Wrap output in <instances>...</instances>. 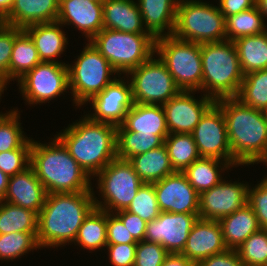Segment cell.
<instances>
[{"label":"cell","instance_id":"6da1fadb","mask_svg":"<svg viewBox=\"0 0 267 266\" xmlns=\"http://www.w3.org/2000/svg\"><path fill=\"white\" fill-rule=\"evenodd\" d=\"M92 191L47 194L38 214L37 242L40 248L72 245L84 219L95 208Z\"/></svg>","mask_w":267,"mask_h":266},{"label":"cell","instance_id":"7a4b0ae2","mask_svg":"<svg viewBox=\"0 0 267 266\" xmlns=\"http://www.w3.org/2000/svg\"><path fill=\"white\" fill-rule=\"evenodd\" d=\"M225 117L232 152V167L253 166L267 152V122L261 110L236 97L215 101Z\"/></svg>","mask_w":267,"mask_h":266},{"label":"cell","instance_id":"3957f363","mask_svg":"<svg viewBox=\"0 0 267 266\" xmlns=\"http://www.w3.org/2000/svg\"><path fill=\"white\" fill-rule=\"evenodd\" d=\"M64 128L55 136L91 178L117 158V126L84 114Z\"/></svg>","mask_w":267,"mask_h":266},{"label":"cell","instance_id":"277c9868","mask_svg":"<svg viewBox=\"0 0 267 266\" xmlns=\"http://www.w3.org/2000/svg\"><path fill=\"white\" fill-rule=\"evenodd\" d=\"M42 143L32 138L31 164L47 194L92 191V178L55 136Z\"/></svg>","mask_w":267,"mask_h":266},{"label":"cell","instance_id":"5b68a950","mask_svg":"<svg viewBox=\"0 0 267 266\" xmlns=\"http://www.w3.org/2000/svg\"><path fill=\"white\" fill-rule=\"evenodd\" d=\"M202 93L214 101L236 97L244 75L231 40L201 44Z\"/></svg>","mask_w":267,"mask_h":266},{"label":"cell","instance_id":"8992f818","mask_svg":"<svg viewBox=\"0 0 267 266\" xmlns=\"http://www.w3.org/2000/svg\"><path fill=\"white\" fill-rule=\"evenodd\" d=\"M68 68V84L73 104L78 108L102 92L119 73L90 41ZM114 75V76H113ZM112 76V77H111Z\"/></svg>","mask_w":267,"mask_h":266},{"label":"cell","instance_id":"52a82bcc","mask_svg":"<svg viewBox=\"0 0 267 266\" xmlns=\"http://www.w3.org/2000/svg\"><path fill=\"white\" fill-rule=\"evenodd\" d=\"M172 35L198 44L224 41L225 17L216 4L203 0H179Z\"/></svg>","mask_w":267,"mask_h":266},{"label":"cell","instance_id":"ba28073f","mask_svg":"<svg viewBox=\"0 0 267 266\" xmlns=\"http://www.w3.org/2000/svg\"><path fill=\"white\" fill-rule=\"evenodd\" d=\"M90 42L119 75H126L155 53V39L149 33H125L103 28Z\"/></svg>","mask_w":267,"mask_h":266},{"label":"cell","instance_id":"9c48e42d","mask_svg":"<svg viewBox=\"0 0 267 266\" xmlns=\"http://www.w3.org/2000/svg\"><path fill=\"white\" fill-rule=\"evenodd\" d=\"M155 54L164 63L181 91L202 92L201 44L173 35L155 39Z\"/></svg>","mask_w":267,"mask_h":266},{"label":"cell","instance_id":"30bf717a","mask_svg":"<svg viewBox=\"0 0 267 266\" xmlns=\"http://www.w3.org/2000/svg\"><path fill=\"white\" fill-rule=\"evenodd\" d=\"M94 178L95 189H98V191L92 189L95 207L108 213L126 210L138 189L144 184L132 164L128 160L119 158L112 160L92 180ZM95 192L99 193L100 198L95 196Z\"/></svg>","mask_w":267,"mask_h":266},{"label":"cell","instance_id":"8fae6325","mask_svg":"<svg viewBox=\"0 0 267 266\" xmlns=\"http://www.w3.org/2000/svg\"><path fill=\"white\" fill-rule=\"evenodd\" d=\"M125 77L130 81L134 103L163 105L181 91L155 53Z\"/></svg>","mask_w":267,"mask_h":266},{"label":"cell","instance_id":"7c38bea8","mask_svg":"<svg viewBox=\"0 0 267 266\" xmlns=\"http://www.w3.org/2000/svg\"><path fill=\"white\" fill-rule=\"evenodd\" d=\"M17 82L25 104L49 103L69 90L67 64L41 61Z\"/></svg>","mask_w":267,"mask_h":266},{"label":"cell","instance_id":"4fadbf2b","mask_svg":"<svg viewBox=\"0 0 267 266\" xmlns=\"http://www.w3.org/2000/svg\"><path fill=\"white\" fill-rule=\"evenodd\" d=\"M191 134L200 157L220 159L232 166L225 117L215 103L201 117Z\"/></svg>","mask_w":267,"mask_h":266},{"label":"cell","instance_id":"5bb4252c","mask_svg":"<svg viewBox=\"0 0 267 266\" xmlns=\"http://www.w3.org/2000/svg\"><path fill=\"white\" fill-rule=\"evenodd\" d=\"M225 180L199 194V218L219 221L247 204L248 182Z\"/></svg>","mask_w":267,"mask_h":266},{"label":"cell","instance_id":"9a60e30c","mask_svg":"<svg viewBox=\"0 0 267 266\" xmlns=\"http://www.w3.org/2000/svg\"><path fill=\"white\" fill-rule=\"evenodd\" d=\"M125 75H119L102 92H99L88 103L92 112L87 113L92 120L119 126L124 121L128 110L134 105L132 87ZM91 102V103H90Z\"/></svg>","mask_w":267,"mask_h":266},{"label":"cell","instance_id":"2e32d148","mask_svg":"<svg viewBox=\"0 0 267 266\" xmlns=\"http://www.w3.org/2000/svg\"><path fill=\"white\" fill-rule=\"evenodd\" d=\"M199 214L160 212L147 222L144 240L162 245L168 253H182Z\"/></svg>","mask_w":267,"mask_h":266},{"label":"cell","instance_id":"e0dca14e","mask_svg":"<svg viewBox=\"0 0 267 266\" xmlns=\"http://www.w3.org/2000/svg\"><path fill=\"white\" fill-rule=\"evenodd\" d=\"M195 94L196 91H180L162 105L169 134H191L201 117L215 103L202 93L196 99Z\"/></svg>","mask_w":267,"mask_h":266},{"label":"cell","instance_id":"ac0fdd59","mask_svg":"<svg viewBox=\"0 0 267 266\" xmlns=\"http://www.w3.org/2000/svg\"><path fill=\"white\" fill-rule=\"evenodd\" d=\"M153 185L161 212L199 214V194L183 172L175 171Z\"/></svg>","mask_w":267,"mask_h":266},{"label":"cell","instance_id":"d6986e66","mask_svg":"<svg viewBox=\"0 0 267 266\" xmlns=\"http://www.w3.org/2000/svg\"><path fill=\"white\" fill-rule=\"evenodd\" d=\"M57 22L74 26L88 42L103 29V2L59 0Z\"/></svg>","mask_w":267,"mask_h":266},{"label":"cell","instance_id":"ffe728a7","mask_svg":"<svg viewBox=\"0 0 267 266\" xmlns=\"http://www.w3.org/2000/svg\"><path fill=\"white\" fill-rule=\"evenodd\" d=\"M227 249L219 222L198 218L181 254L198 264L202 259Z\"/></svg>","mask_w":267,"mask_h":266},{"label":"cell","instance_id":"44dd1931","mask_svg":"<svg viewBox=\"0 0 267 266\" xmlns=\"http://www.w3.org/2000/svg\"><path fill=\"white\" fill-rule=\"evenodd\" d=\"M47 192L30 166L25 171L9 178L7 191L2 201L34 211L37 215L42 210Z\"/></svg>","mask_w":267,"mask_h":266},{"label":"cell","instance_id":"7402d4cb","mask_svg":"<svg viewBox=\"0 0 267 266\" xmlns=\"http://www.w3.org/2000/svg\"><path fill=\"white\" fill-rule=\"evenodd\" d=\"M59 0H13L10 13L1 23L24 29L37 23L57 21Z\"/></svg>","mask_w":267,"mask_h":266},{"label":"cell","instance_id":"603a6c76","mask_svg":"<svg viewBox=\"0 0 267 266\" xmlns=\"http://www.w3.org/2000/svg\"><path fill=\"white\" fill-rule=\"evenodd\" d=\"M178 1L136 0L142 16L144 29L154 39L173 34Z\"/></svg>","mask_w":267,"mask_h":266},{"label":"cell","instance_id":"cb8c5ba5","mask_svg":"<svg viewBox=\"0 0 267 266\" xmlns=\"http://www.w3.org/2000/svg\"><path fill=\"white\" fill-rule=\"evenodd\" d=\"M63 25L57 21L50 23H37L26 26L24 30L34 41L39 59L44 62H57V57L64 54L68 43Z\"/></svg>","mask_w":267,"mask_h":266},{"label":"cell","instance_id":"d4e9b609","mask_svg":"<svg viewBox=\"0 0 267 266\" xmlns=\"http://www.w3.org/2000/svg\"><path fill=\"white\" fill-rule=\"evenodd\" d=\"M103 28L125 33H147L136 0H104Z\"/></svg>","mask_w":267,"mask_h":266},{"label":"cell","instance_id":"484cf974","mask_svg":"<svg viewBox=\"0 0 267 266\" xmlns=\"http://www.w3.org/2000/svg\"><path fill=\"white\" fill-rule=\"evenodd\" d=\"M121 125L136 134L169 135L162 105L134 103Z\"/></svg>","mask_w":267,"mask_h":266},{"label":"cell","instance_id":"4316f807","mask_svg":"<svg viewBox=\"0 0 267 266\" xmlns=\"http://www.w3.org/2000/svg\"><path fill=\"white\" fill-rule=\"evenodd\" d=\"M218 222L228 249L237 250L251 234L260 229L255 212L248 204Z\"/></svg>","mask_w":267,"mask_h":266},{"label":"cell","instance_id":"83f0119b","mask_svg":"<svg viewBox=\"0 0 267 266\" xmlns=\"http://www.w3.org/2000/svg\"><path fill=\"white\" fill-rule=\"evenodd\" d=\"M140 180L146 184H153L174 173L165 144L162 146L133 156L128 160Z\"/></svg>","mask_w":267,"mask_h":266},{"label":"cell","instance_id":"f1b7e54d","mask_svg":"<svg viewBox=\"0 0 267 266\" xmlns=\"http://www.w3.org/2000/svg\"><path fill=\"white\" fill-rule=\"evenodd\" d=\"M233 168L227 161L216 158L200 157L195 160L183 173L188 182L201 194L216 186L224 177V174ZM223 173V176H222Z\"/></svg>","mask_w":267,"mask_h":266},{"label":"cell","instance_id":"f546056e","mask_svg":"<svg viewBox=\"0 0 267 266\" xmlns=\"http://www.w3.org/2000/svg\"><path fill=\"white\" fill-rule=\"evenodd\" d=\"M40 62L34 41L24 29L15 27V41L10 59V81L17 82Z\"/></svg>","mask_w":267,"mask_h":266},{"label":"cell","instance_id":"4dcf8cb0","mask_svg":"<svg viewBox=\"0 0 267 266\" xmlns=\"http://www.w3.org/2000/svg\"><path fill=\"white\" fill-rule=\"evenodd\" d=\"M243 75L267 69V31L233 41Z\"/></svg>","mask_w":267,"mask_h":266},{"label":"cell","instance_id":"1f68e13d","mask_svg":"<svg viewBox=\"0 0 267 266\" xmlns=\"http://www.w3.org/2000/svg\"><path fill=\"white\" fill-rule=\"evenodd\" d=\"M73 245L95 252L107 245V211L94 208L80 226Z\"/></svg>","mask_w":267,"mask_h":266},{"label":"cell","instance_id":"d6a6232c","mask_svg":"<svg viewBox=\"0 0 267 266\" xmlns=\"http://www.w3.org/2000/svg\"><path fill=\"white\" fill-rule=\"evenodd\" d=\"M168 135L136 134L117 126V158L129 160L135 155L145 153L164 144Z\"/></svg>","mask_w":267,"mask_h":266},{"label":"cell","instance_id":"836d02e7","mask_svg":"<svg viewBox=\"0 0 267 266\" xmlns=\"http://www.w3.org/2000/svg\"><path fill=\"white\" fill-rule=\"evenodd\" d=\"M226 40L235 41L245 36L259 35L267 31V22L257 6L225 18Z\"/></svg>","mask_w":267,"mask_h":266},{"label":"cell","instance_id":"e575fe53","mask_svg":"<svg viewBox=\"0 0 267 266\" xmlns=\"http://www.w3.org/2000/svg\"><path fill=\"white\" fill-rule=\"evenodd\" d=\"M38 215L29 209L0 201V234L37 232Z\"/></svg>","mask_w":267,"mask_h":266},{"label":"cell","instance_id":"d590c367","mask_svg":"<svg viewBox=\"0 0 267 266\" xmlns=\"http://www.w3.org/2000/svg\"><path fill=\"white\" fill-rule=\"evenodd\" d=\"M164 144L174 171L183 172L195 160L200 158L192 134H169Z\"/></svg>","mask_w":267,"mask_h":266},{"label":"cell","instance_id":"8d00e7d4","mask_svg":"<svg viewBox=\"0 0 267 266\" xmlns=\"http://www.w3.org/2000/svg\"><path fill=\"white\" fill-rule=\"evenodd\" d=\"M236 98L247 106L263 111L267 107V69L244 75Z\"/></svg>","mask_w":267,"mask_h":266},{"label":"cell","instance_id":"74e56055","mask_svg":"<svg viewBox=\"0 0 267 266\" xmlns=\"http://www.w3.org/2000/svg\"><path fill=\"white\" fill-rule=\"evenodd\" d=\"M37 232H12L0 234V260L14 261L29 252L41 249L38 245Z\"/></svg>","mask_w":267,"mask_h":266},{"label":"cell","instance_id":"f35d334b","mask_svg":"<svg viewBox=\"0 0 267 266\" xmlns=\"http://www.w3.org/2000/svg\"><path fill=\"white\" fill-rule=\"evenodd\" d=\"M20 115L18 107L0 115V153L18 149L30 138L23 131Z\"/></svg>","mask_w":267,"mask_h":266},{"label":"cell","instance_id":"ab89813d","mask_svg":"<svg viewBox=\"0 0 267 266\" xmlns=\"http://www.w3.org/2000/svg\"><path fill=\"white\" fill-rule=\"evenodd\" d=\"M237 252L244 266H267V229L251 234Z\"/></svg>","mask_w":267,"mask_h":266},{"label":"cell","instance_id":"60d3db41","mask_svg":"<svg viewBox=\"0 0 267 266\" xmlns=\"http://www.w3.org/2000/svg\"><path fill=\"white\" fill-rule=\"evenodd\" d=\"M126 211L138 215L146 222L156 219L161 211L156 199L154 185L144 183L138 189L136 196L133 198Z\"/></svg>","mask_w":267,"mask_h":266},{"label":"cell","instance_id":"b9f144b4","mask_svg":"<svg viewBox=\"0 0 267 266\" xmlns=\"http://www.w3.org/2000/svg\"><path fill=\"white\" fill-rule=\"evenodd\" d=\"M32 137L20 148L0 153V170L9 177L25 171L31 164Z\"/></svg>","mask_w":267,"mask_h":266},{"label":"cell","instance_id":"7bdbcfd3","mask_svg":"<svg viewBox=\"0 0 267 266\" xmlns=\"http://www.w3.org/2000/svg\"><path fill=\"white\" fill-rule=\"evenodd\" d=\"M15 41V27L0 22V85L9 87L10 59Z\"/></svg>","mask_w":267,"mask_h":266},{"label":"cell","instance_id":"ee69618b","mask_svg":"<svg viewBox=\"0 0 267 266\" xmlns=\"http://www.w3.org/2000/svg\"><path fill=\"white\" fill-rule=\"evenodd\" d=\"M258 182L249 185L247 204L255 212L260 229H267V179Z\"/></svg>","mask_w":267,"mask_h":266},{"label":"cell","instance_id":"f6af8a7d","mask_svg":"<svg viewBox=\"0 0 267 266\" xmlns=\"http://www.w3.org/2000/svg\"><path fill=\"white\" fill-rule=\"evenodd\" d=\"M168 254L162 245L142 240L137 244L133 266H162Z\"/></svg>","mask_w":267,"mask_h":266},{"label":"cell","instance_id":"bcb514c9","mask_svg":"<svg viewBox=\"0 0 267 266\" xmlns=\"http://www.w3.org/2000/svg\"><path fill=\"white\" fill-rule=\"evenodd\" d=\"M114 244H138V242L114 213L107 212V245Z\"/></svg>","mask_w":267,"mask_h":266},{"label":"cell","instance_id":"7dc6e473","mask_svg":"<svg viewBox=\"0 0 267 266\" xmlns=\"http://www.w3.org/2000/svg\"><path fill=\"white\" fill-rule=\"evenodd\" d=\"M137 244L106 245L111 266H133Z\"/></svg>","mask_w":267,"mask_h":266},{"label":"cell","instance_id":"c3c4849f","mask_svg":"<svg viewBox=\"0 0 267 266\" xmlns=\"http://www.w3.org/2000/svg\"><path fill=\"white\" fill-rule=\"evenodd\" d=\"M114 214L122 221L137 242L144 240L147 227L146 221L142 220L138 215L126 210H120Z\"/></svg>","mask_w":267,"mask_h":266},{"label":"cell","instance_id":"681fc988","mask_svg":"<svg viewBox=\"0 0 267 266\" xmlns=\"http://www.w3.org/2000/svg\"><path fill=\"white\" fill-rule=\"evenodd\" d=\"M197 266H244L240 260L237 250L227 249L226 251L202 259Z\"/></svg>","mask_w":267,"mask_h":266},{"label":"cell","instance_id":"f907efd6","mask_svg":"<svg viewBox=\"0 0 267 266\" xmlns=\"http://www.w3.org/2000/svg\"><path fill=\"white\" fill-rule=\"evenodd\" d=\"M257 0H218L217 5L224 17L238 14L241 11L256 6Z\"/></svg>","mask_w":267,"mask_h":266},{"label":"cell","instance_id":"816d5d0a","mask_svg":"<svg viewBox=\"0 0 267 266\" xmlns=\"http://www.w3.org/2000/svg\"><path fill=\"white\" fill-rule=\"evenodd\" d=\"M162 266H197V264L181 253H169L162 264Z\"/></svg>","mask_w":267,"mask_h":266},{"label":"cell","instance_id":"f5cc1de1","mask_svg":"<svg viewBox=\"0 0 267 266\" xmlns=\"http://www.w3.org/2000/svg\"><path fill=\"white\" fill-rule=\"evenodd\" d=\"M13 0H0V22L10 13Z\"/></svg>","mask_w":267,"mask_h":266},{"label":"cell","instance_id":"db71d44e","mask_svg":"<svg viewBox=\"0 0 267 266\" xmlns=\"http://www.w3.org/2000/svg\"><path fill=\"white\" fill-rule=\"evenodd\" d=\"M9 176L0 170V201L4 199L9 183Z\"/></svg>","mask_w":267,"mask_h":266},{"label":"cell","instance_id":"11a10c76","mask_svg":"<svg viewBox=\"0 0 267 266\" xmlns=\"http://www.w3.org/2000/svg\"><path fill=\"white\" fill-rule=\"evenodd\" d=\"M256 6L266 21V19H267V0H257Z\"/></svg>","mask_w":267,"mask_h":266},{"label":"cell","instance_id":"9f6ffc18","mask_svg":"<svg viewBox=\"0 0 267 266\" xmlns=\"http://www.w3.org/2000/svg\"><path fill=\"white\" fill-rule=\"evenodd\" d=\"M259 164H263L265 166H267V152L265 154V156L258 162ZM265 179H267V175L263 176Z\"/></svg>","mask_w":267,"mask_h":266},{"label":"cell","instance_id":"6f0895ef","mask_svg":"<svg viewBox=\"0 0 267 266\" xmlns=\"http://www.w3.org/2000/svg\"><path fill=\"white\" fill-rule=\"evenodd\" d=\"M4 90L6 91L7 88L4 87V86H1V85H0V100H2L1 97H2V94H4ZM2 113H3V112H0V115H1Z\"/></svg>","mask_w":267,"mask_h":266},{"label":"cell","instance_id":"680465c9","mask_svg":"<svg viewBox=\"0 0 267 266\" xmlns=\"http://www.w3.org/2000/svg\"><path fill=\"white\" fill-rule=\"evenodd\" d=\"M262 112H263L264 118L267 122V107Z\"/></svg>","mask_w":267,"mask_h":266},{"label":"cell","instance_id":"91938a15","mask_svg":"<svg viewBox=\"0 0 267 266\" xmlns=\"http://www.w3.org/2000/svg\"><path fill=\"white\" fill-rule=\"evenodd\" d=\"M89 1H92V2H104V0H89Z\"/></svg>","mask_w":267,"mask_h":266}]
</instances>
